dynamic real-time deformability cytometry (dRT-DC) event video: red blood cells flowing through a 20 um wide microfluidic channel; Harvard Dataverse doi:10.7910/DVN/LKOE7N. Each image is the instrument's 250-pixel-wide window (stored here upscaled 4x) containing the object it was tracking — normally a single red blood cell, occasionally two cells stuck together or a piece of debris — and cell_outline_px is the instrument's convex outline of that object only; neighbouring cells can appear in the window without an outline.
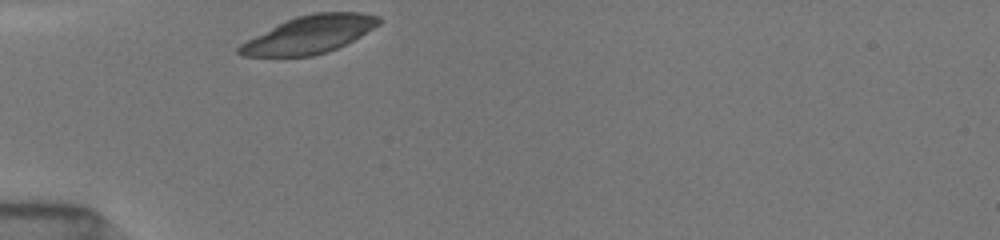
{"species": "common noctule bat (a hibernating species)", "species_latin": "Nyctalus noctula", "temperature_condition": "room temperature", "stored_images_in_passage": 19, "camera_frame_rate_fps": 3000, "um_per_image_px": 0.085, "animal": {"sex": "female", "body_mass_g": 19.5, "forearm_length_mm": 54.1}, "frame": {"image": 1, "passage_image": 1, "time_ms": 0.0, "image_size_px": [1000, 240], "cell_outline_px": [[380, 24], [360, 36], [328, 52], [312, 56], [240, 56], [236, 52], [236, 48], [240, 44], [296, 16], [316, 12], [360, 12], [380, 16]], "centroid_in_image_um": [26.32, 2.94], "position_along_channel_um": 58.7, "area_um2": 30.11}}
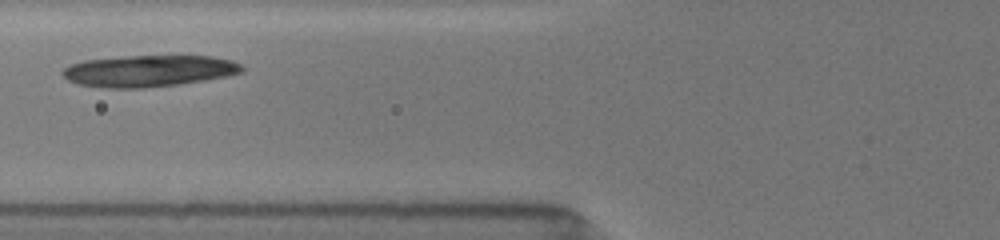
{"frame": {"image": 2, "passage_image": 5, "time_ms": 1.667, "image_size_px": [1000, 240], "cell_outline_px": [[244, 72], [204, 80], [180, 84], [144, 88], [104, 88], [76, 84], [68, 80], [60, 72], [68, 64], [84, 60], [128, 56], [212, 56], [228, 60], [240, 64], [244, 68]], "centroid_in_image_um": [12.59, 6.03], "position_along_channel_um": 113.2, "area_um2": 33.0}}
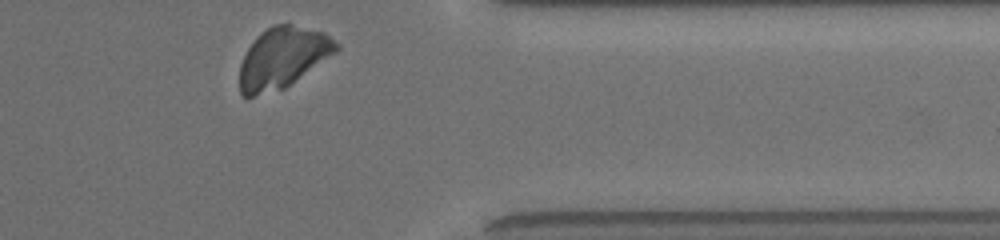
{"frame": {"image": 3, "passage_image": 18, "time_ms": 9.0, "image_size_px": [1000, 240], "cell_outline_px": [[340, 48], [336, 52], [284, 88], [252, 96], [244, 96], [240, 92], [240, 64], [248, 48], [256, 36], [260, 32], [276, 24], [292, 24], [324, 32], [340, 44]], "centroid_in_image_um": [24.03, 4.88], "position_along_channel_um": 387.4, "area_um2": 33.76}}